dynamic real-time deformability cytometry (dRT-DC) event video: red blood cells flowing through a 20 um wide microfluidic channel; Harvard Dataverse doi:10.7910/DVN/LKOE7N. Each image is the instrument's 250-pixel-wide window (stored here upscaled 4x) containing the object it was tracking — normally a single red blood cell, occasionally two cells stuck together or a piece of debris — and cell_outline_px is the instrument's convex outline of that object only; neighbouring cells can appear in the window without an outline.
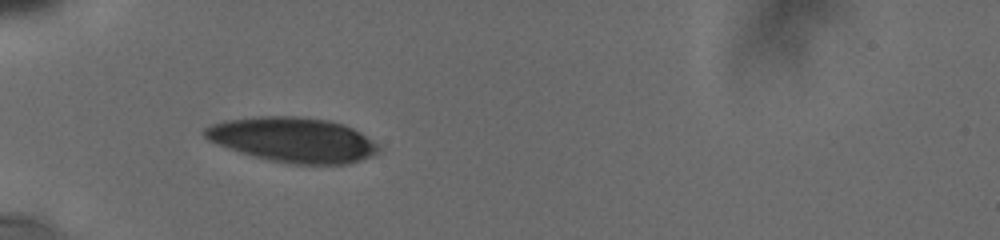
{"species": "human", "species_latin": "Homo sapiens", "temperature_condition": "cold", "stored_images_in_passage": 6, "camera_frame_rate_fps": 3000, "um_per_image_px": 0.085, "donor": {"sex": "male"}, "frame": {"image": 1, "passage_image": 1, "time_ms": 0.0, "image_size_px": [1000, 240], "cell_outline_px": [[380, 148], [376, 152], [368, 156], [348, 164], [292, 164], [252, 156], [216, 144], [208, 140], [204, 136], [204, 128], [212, 124], [224, 120], [252, 116], [300, 116], [328, 120], [344, 124], [360, 132], [376, 144]], "centroid_in_image_um": [24.84, 11.86], "position_along_channel_um": 60.2, "area_um2": 45.26}}
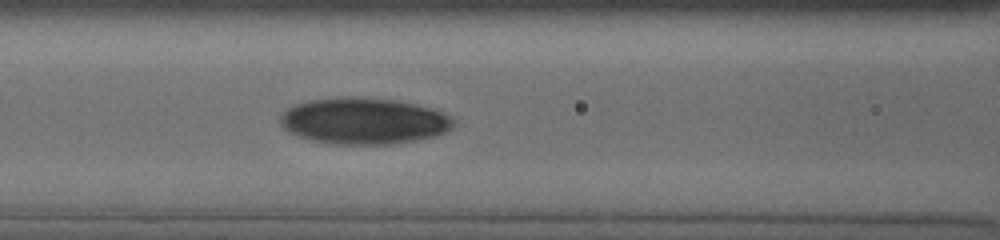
{"frame": {"image": 2, "passage_image": 6, "time_ms": 2.333, "image_size_px": [1000, 240], "cell_outline_px": [[452, 128], [436, 136], [416, 140], [392, 144], [332, 144], [312, 140], [288, 132], [280, 124], [280, 116], [288, 108], [296, 104], [312, 100], [360, 96], [400, 100], [432, 108], [452, 116]], "centroid_in_image_um": [30.95, 10.28], "position_along_channel_um": 135.7, "area_um2": 46.82}}